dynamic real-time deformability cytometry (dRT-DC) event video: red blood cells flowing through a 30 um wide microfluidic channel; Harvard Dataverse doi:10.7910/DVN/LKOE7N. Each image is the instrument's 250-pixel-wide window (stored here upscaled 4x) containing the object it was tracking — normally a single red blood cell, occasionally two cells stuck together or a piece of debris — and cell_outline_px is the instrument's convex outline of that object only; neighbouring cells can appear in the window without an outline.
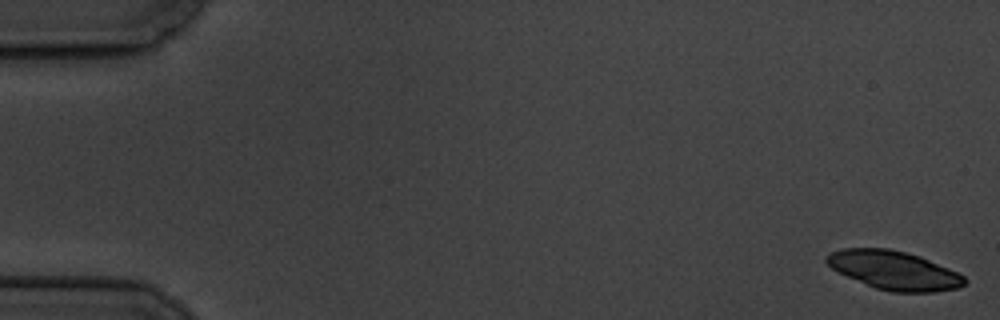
{"species": "common noctule bat (a hibernating species)", "species_latin": "Nyctalus noctula", "temperature_condition": "cold", "stored_images_in_passage": 57, "camera_frame_rate_fps": 3000, "um_per_image_px": 0.085, "animal": {"sex": "male", "body_mass_g": 19.5, "forearm_length_mm": 54.6}, "frame": {"image": 1, "passage_image": 1, "time_ms": 0.0, "image_size_px": [1000, 320], "cell_outline_px": [[968, 280], [964, 284], [956, 288], [936, 292], [892, 292], [876, 288], [848, 276], [832, 268], [824, 260], [824, 256], [832, 252], [844, 248], [888, 248], [920, 256], [948, 268], [964, 276]], "centroid_in_image_um": [76.0, 22.97], "position_along_channel_um": 9.0, "area_um2": 30.75}}